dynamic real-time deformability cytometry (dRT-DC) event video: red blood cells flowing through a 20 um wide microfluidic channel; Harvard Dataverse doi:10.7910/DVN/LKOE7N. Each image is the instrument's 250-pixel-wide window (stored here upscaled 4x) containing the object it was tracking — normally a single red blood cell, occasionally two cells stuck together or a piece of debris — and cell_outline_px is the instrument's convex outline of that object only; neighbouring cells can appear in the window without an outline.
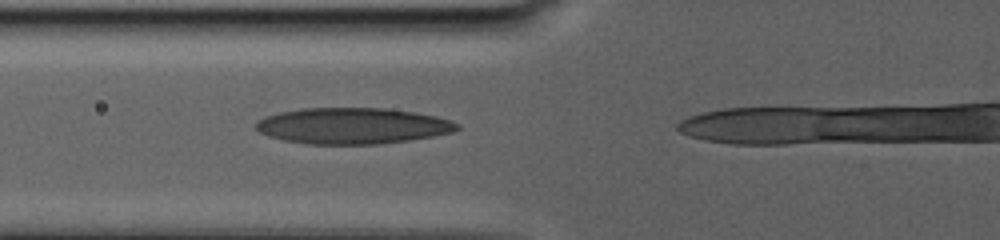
{"species": "human", "species_latin": "Homo sapiens", "temperature_condition": "warm", "stored_images_in_passage": 5, "camera_frame_rate_fps": 3000, "um_per_image_px": 0.085, "donor": {"sex": "male"}, "frame": {"image": 1, "passage_image": 2, "time_ms": 1.0, "image_size_px": [1000, 240], "cell_outline_px": [[460, 128], [452, 132], [432, 136], [408, 140], [380, 144], [308, 144], [284, 140], [268, 136], [260, 132], [256, 128], [256, 120], [264, 116], [280, 112], [300, 108], [388, 108], [416, 112], [436, 116], [452, 120], [460, 124]], "centroid_in_image_um": [29.97, 10.69], "position_along_channel_um": 95.8, "area_um2": 42.54}}
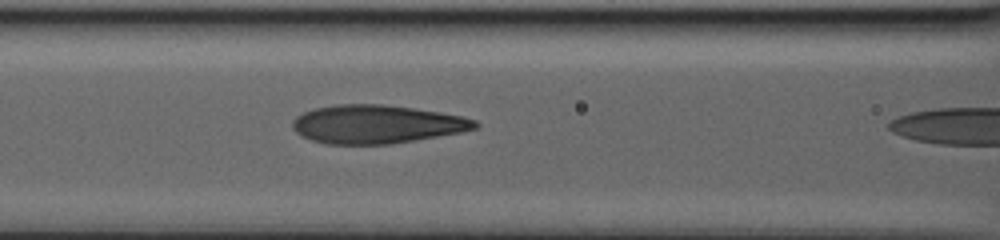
{"frame": {"image": 2, "passage_image": 4, "time_ms": 2.667, "image_size_px": [1000, 240], "cell_outline_px": [[480, 124], [476, 128], [460, 132], [392, 144], [328, 144], [312, 140], [296, 132], [292, 128], [292, 120], [296, 116], [312, 108], [332, 104], [380, 104], [412, 108], [440, 112], [464, 116], [476, 120]], "centroid_in_image_um": [32.0, 10.55], "position_along_channel_um": 134.6, "area_um2": 40.92}}